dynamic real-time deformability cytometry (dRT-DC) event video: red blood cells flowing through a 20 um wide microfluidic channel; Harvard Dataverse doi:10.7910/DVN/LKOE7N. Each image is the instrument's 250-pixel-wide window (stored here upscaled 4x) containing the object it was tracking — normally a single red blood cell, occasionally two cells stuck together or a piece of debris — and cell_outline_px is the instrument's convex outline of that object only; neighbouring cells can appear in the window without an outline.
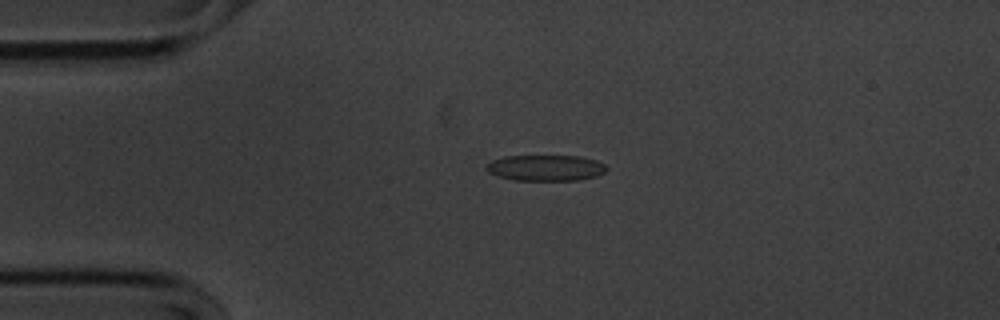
{"species": "common noctule bat (a hibernating species)", "species_latin": "Nyctalus noctula", "temperature_condition": "cold", "stored_images_in_passage": 54, "camera_frame_rate_fps": 3000, "um_per_image_px": 0.085, "animal": {"sex": "male", "body_mass_g": 20.1, "forearm_length_mm": 53.5}, "frame": {"image": 1, "passage_image": 11, "time_ms": 3.333, "image_size_px": [1000, 320], "cell_outline_px": [[608, 168], [604, 172], [596, 176], [580, 180], [516, 180], [500, 176], [488, 172], [484, 168], [492, 160], [504, 156], [580, 156], [596, 160], [604, 164]], "centroid_in_image_um": [46.39, 14.26], "position_along_channel_um": 38.6, "area_um2": 18.09}}
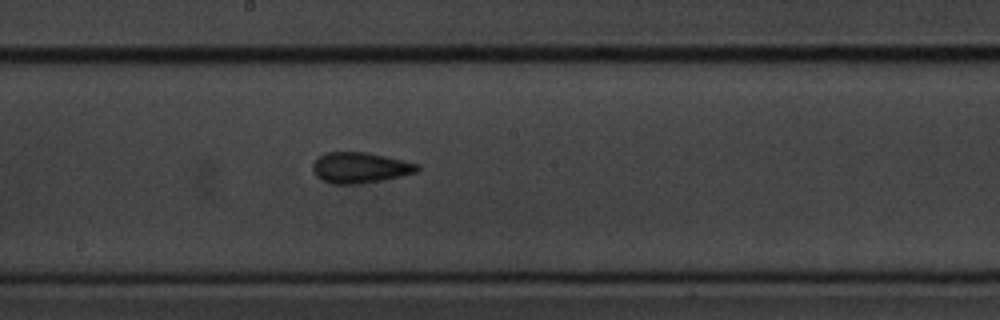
{"frame": {"image": 2, "passage_image": 28, "time_ms": 9.0, "image_size_px": [1000, 320], "cell_outline_px": [[420, 168], [416, 172], [400, 176], [360, 184], [332, 184], [320, 180], [316, 176], [312, 168], [312, 164], [324, 152], [368, 152], [420, 164]], "centroid_in_image_um": [30.58, 14.25], "position_along_channel_um": 217.6, "area_um2": 18.79}}
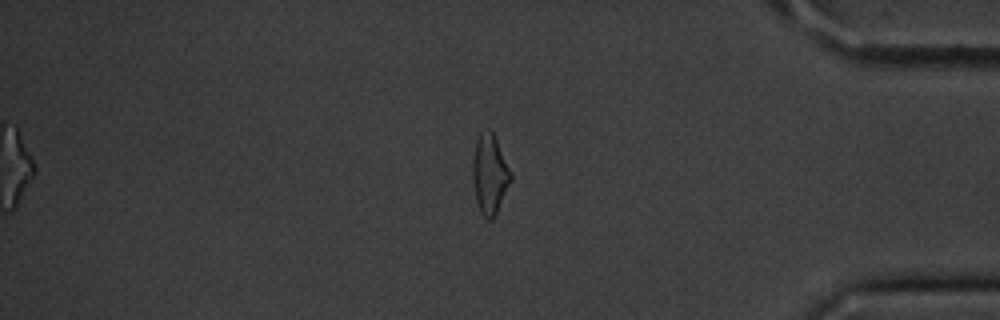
{"frame": {"image": 3, "passage_image": 45, "time_ms": 14.667, "image_size_px": [1000, 320], "cell_outline_px": [[512, 180], [496, 216], [492, 220], [488, 220], [480, 212], [476, 200], [472, 180], [472, 160], [476, 140], [480, 132], [488, 128], [492, 132], [512, 172]], "centroid_in_image_um": [41.63, 14.84], "position_along_channel_um": 393.6, "area_um2": 17.98}, "authors_computed_cell_mechanics": {"area_um2": 18.0914, "velocity_mm_per_s": 3.6048, "shape_relaxation_time_tau1_ms": 5.4758, "shape_relaxation_time_tau2_ms": 1.7869, "deformation_change_tau1": 0.151, "deformation_change_tau2": 0.1036}}